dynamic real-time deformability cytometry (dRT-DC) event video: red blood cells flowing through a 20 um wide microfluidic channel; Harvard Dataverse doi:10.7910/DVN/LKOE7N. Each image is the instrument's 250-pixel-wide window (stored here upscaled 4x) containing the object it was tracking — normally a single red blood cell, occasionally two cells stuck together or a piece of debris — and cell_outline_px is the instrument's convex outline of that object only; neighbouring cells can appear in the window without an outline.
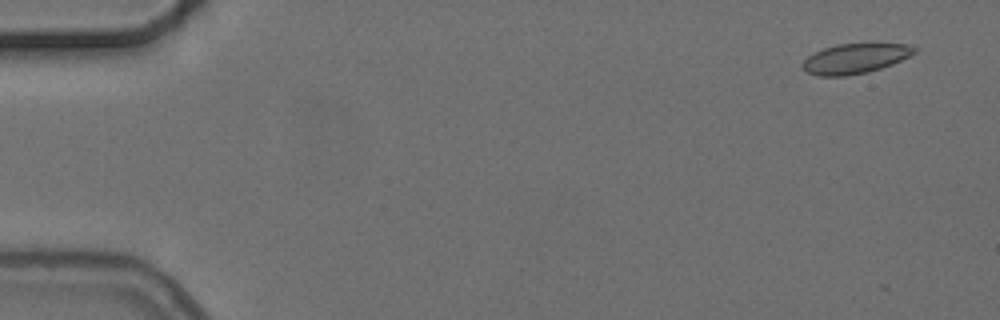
{"species": "common noctule bat (a hibernating species)", "species_latin": "Nyctalus noctula", "temperature_condition": "cold", "stored_images_in_passage": 5, "camera_frame_rate_fps": 3000, "um_per_image_px": 0.085, "animal": {"sex": "female", "body_mass_g": 24.6, "forearm_length_mm": 56.2}, "frame": {"image": 1, "passage_image": 1, "time_ms": 0.0, "image_size_px": [1000, 320], "cell_outline_px": [[916, 52], [892, 64], [868, 72], [844, 76], [816, 76], [808, 72], [804, 68], [804, 60], [808, 56], [824, 48], [836, 44], [908, 44], [916, 48]], "centroid_in_image_um": [72.68, 4.98], "position_along_channel_um": 12.3, "area_um2": 19.13}}
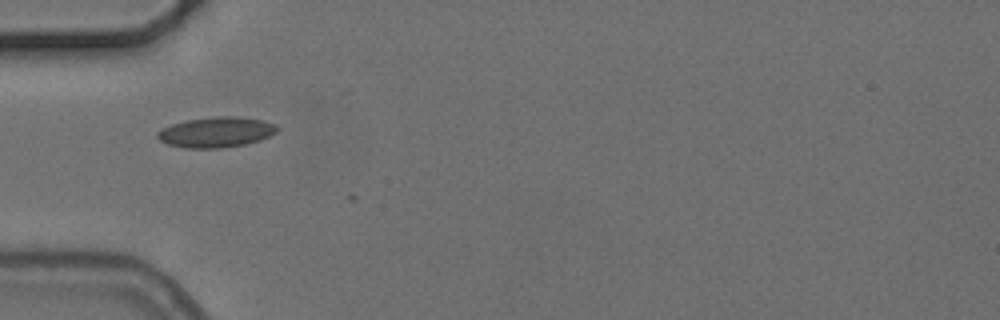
{"frame": {"image": 2, "passage_image": 4, "time_ms": 5.0, "image_size_px": [1000, 320], "cell_outline_px": [[280, 128], [276, 132], [260, 140], [244, 144], [220, 148], [184, 148], [168, 144], [160, 140], [156, 136], [156, 132], [160, 128], [172, 124], [188, 120], [216, 116], [236, 116], [264, 120], [276, 124]], "centroid_in_image_um": [18.37, 11.23], "position_along_channel_um": 66.6, "area_um2": 21.27}}